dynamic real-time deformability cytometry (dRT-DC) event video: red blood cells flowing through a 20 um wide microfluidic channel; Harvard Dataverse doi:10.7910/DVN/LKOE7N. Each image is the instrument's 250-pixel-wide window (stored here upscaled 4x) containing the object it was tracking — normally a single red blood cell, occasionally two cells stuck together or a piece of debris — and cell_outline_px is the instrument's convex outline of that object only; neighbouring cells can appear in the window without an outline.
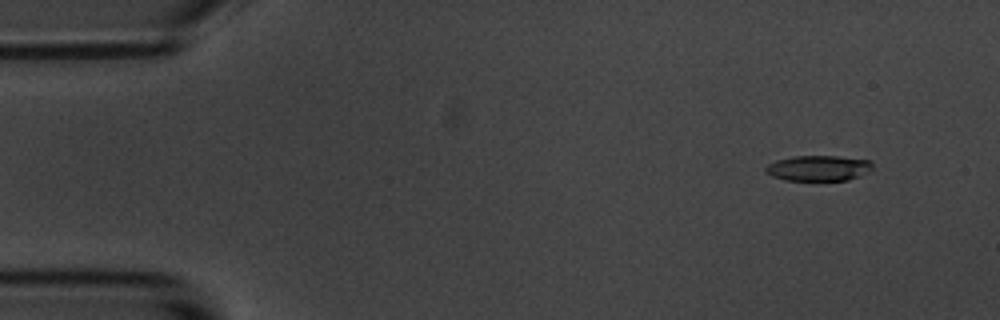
{"species": "common noctule bat (a hibernating species)", "species_latin": "Nyctalus noctula", "temperature_condition": "room temperature", "stored_images_in_passage": 9, "camera_frame_rate_fps": 3000, "um_per_image_px": 0.085, "animal": {"sex": "male", "body_mass_g": 20.1, "forearm_length_mm": 53.5}, "frame": {"image": 1, "passage_image": 2, "time_ms": 1.333, "image_size_px": [1000, 320], "cell_outline_px": [[872, 168], [868, 172], [860, 176], [848, 180], [784, 180], [772, 176], [764, 172], [764, 168], [768, 164], [776, 160], [792, 156], [836, 156], [872, 160]], "centroid_in_image_um": [69.56, 14.29], "position_along_channel_um": 15.4, "area_um2": 16.01}}
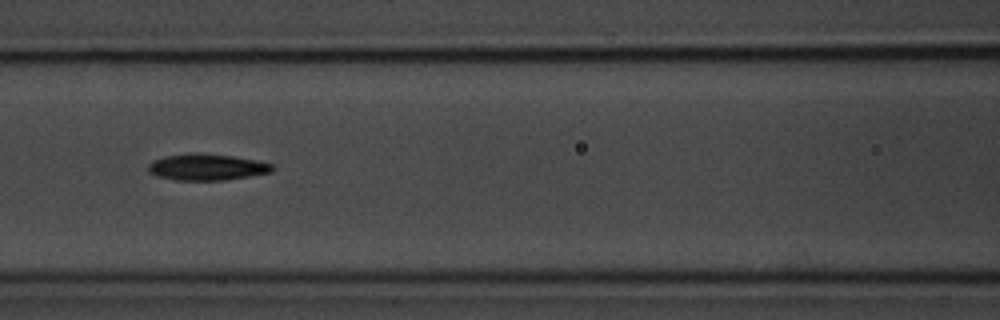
{"frame": {"image": 2, "passage_image": 8, "time_ms": 8.0, "image_size_px": [1000, 320], "cell_outline_px": [[276, 168], [272, 172], [224, 180], [176, 180], [156, 176], [148, 172], [148, 164], [152, 160], [164, 156], [188, 152], [196, 152], [232, 156], [272, 164]], "centroid_in_image_um": [17.52, 14.19], "position_along_channel_um": 149.1, "area_um2": 19.19}}
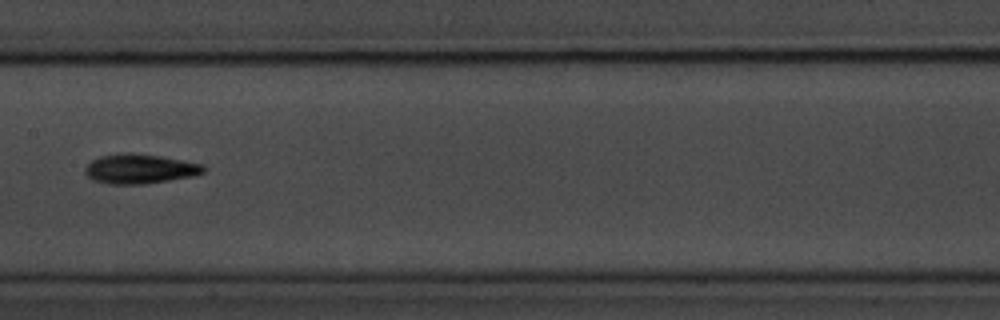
{"frame": {"image": 3, "passage_image": 9, "time_ms": 9.333, "image_size_px": [1000, 320], "cell_outline_px": [[208, 168], [204, 172], [192, 176], [144, 184], [108, 184], [92, 180], [84, 172], [84, 168], [92, 160], [100, 156], [120, 152], [128, 152], [160, 156], [204, 164]], "centroid_in_image_um": [11.87, 14.34], "position_along_channel_um": 195.5, "area_um2": 20.58}}